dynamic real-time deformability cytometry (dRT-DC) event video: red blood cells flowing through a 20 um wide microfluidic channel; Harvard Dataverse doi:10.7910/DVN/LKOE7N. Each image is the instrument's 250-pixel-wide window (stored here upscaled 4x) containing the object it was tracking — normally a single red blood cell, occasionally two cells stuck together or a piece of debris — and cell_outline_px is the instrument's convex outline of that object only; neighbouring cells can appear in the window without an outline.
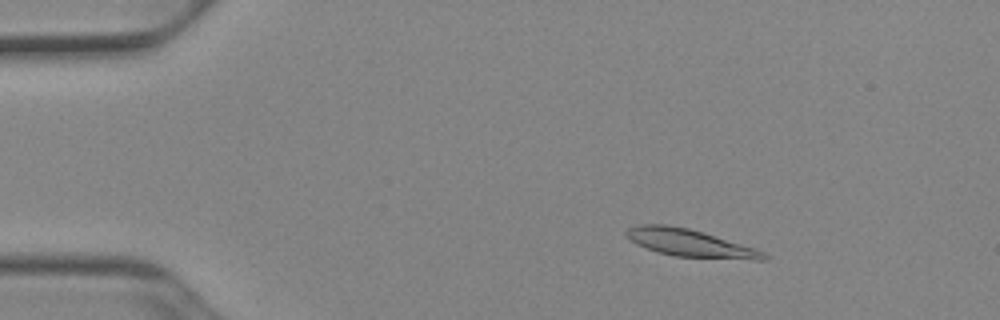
{"species": "Egyptian fruit bat (a non-hibernating species)", "species_latin": "Rousettus aegyptiacus", "temperature_condition": "cold", "stored_images_in_passage": 53, "camera_frame_rate_fps": 3000, "um_per_image_px": 0.085, "animal": {"sex": "female"}, "frame": {"image": 1, "passage_image": 9, "time_ms": 2.667, "image_size_px": [1000, 320], "cell_outline_px": [[768, 260], [752, 260], [676, 256], [656, 252], [636, 244], [624, 232], [628, 228], [636, 224], [668, 224], [688, 228], [704, 232], [756, 248], [764, 252], [768, 256]], "centroid_in_image_um": [58.67, 20.65], "position_along_channel_um": 26.3, "area_um2": 22.2}}
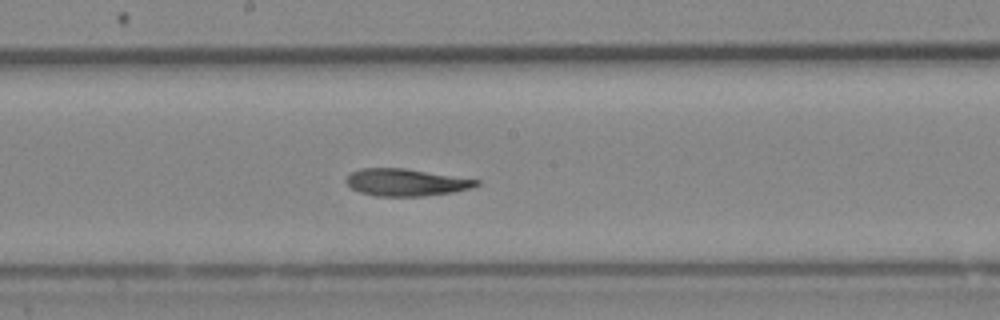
{"frame": {"image": 2, "passage_image": 29, "time_ms": 9.333, "image_size_px": [1000, 320], "cell_outline_px": [[480, 184], [472, 188], [452, 192], [424, 196], [376, 196], [360, 192], [352, 188], [344, 180], [352, 172], [360, 168], [404, 168], [480, 180]], "centroid_in_image_um": [34.51, 15.5], "position_along_channel_um": 213.7, "area_um2": 20.52}}
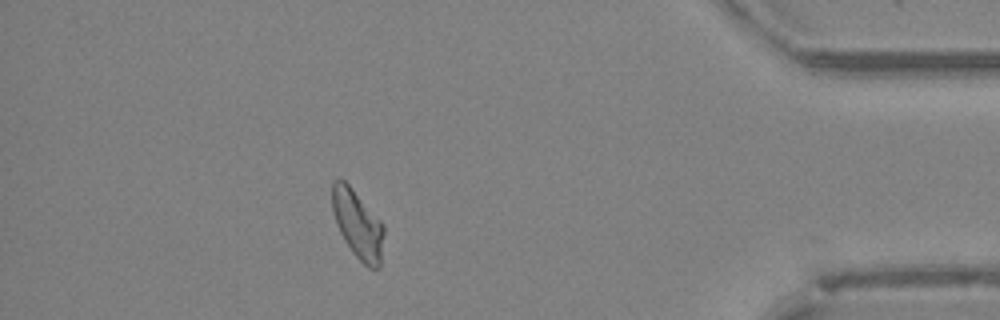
{"frame": {"image": 3, "passage_image": 47, "time_ms": 15.333, "image_size_px": [1000, 320], "cell_outline_px": [[384, 232], [380, 268], [368, 268], [352, 252], [344, 240], [336, 224], [332, 212], [332, 180], [344, 180], [352, 188], [384, 224]], "centroid_in_image_um": [30.4, 19.08], "position_along_channel_um": 404.8, "area_um2": 20.58}, "authors_computed_cell_mechanics": {"area_um2": 21.5016, "velocity_mm_per_s": 3.8976, "shape_relaxation_time_tau1_ms": 8.0096, "shape_relaxation_time_tau2_ms": 3.7867, "deformation_change_tau1": 0.2057, "deformation_change_tau2": 0.1041}}